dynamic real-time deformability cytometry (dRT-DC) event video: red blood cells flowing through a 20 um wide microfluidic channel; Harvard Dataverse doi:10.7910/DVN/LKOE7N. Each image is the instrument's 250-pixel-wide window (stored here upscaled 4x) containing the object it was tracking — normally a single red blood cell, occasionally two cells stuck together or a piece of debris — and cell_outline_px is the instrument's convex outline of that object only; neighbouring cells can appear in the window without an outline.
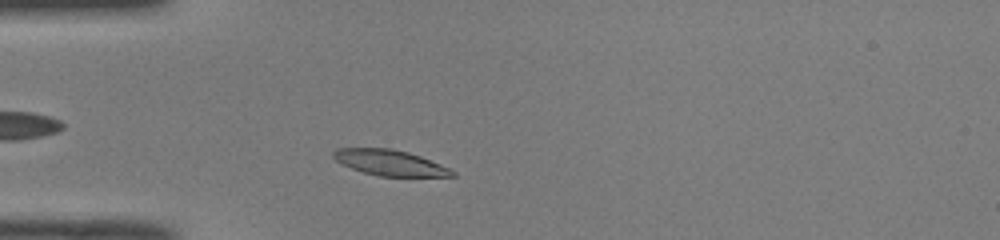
{"species": "common noctule bat (a hibernating species)", "species_latin": "Nyctalus noctula", "temperature_condition": "room temperature", "stored_images_in_passage": 41, "camera_frame_rate_fps": 3000, "um_per_image_px": 0.085, "animal": {"sex": "male", "body_mass_g": 19.0, "forearm_length_mm": 50.8}, "frame": {"image": 1, "passage_image": 5, "time_ms": 1.333, "image_size_px": [1000, 240], "cell_outline_px": [[456, 176], [380, 176], [364, 172], [352, 168], [336, 160], [332, 156], [332, 152], [336, 148], [392, 148], [408, 152], [420, 156], [452, 168], [456, 172]], "centroid_in_image_um": [33.18, 13.82], "position_along_channel_um": 51.8, "area_um2": 17.74}}
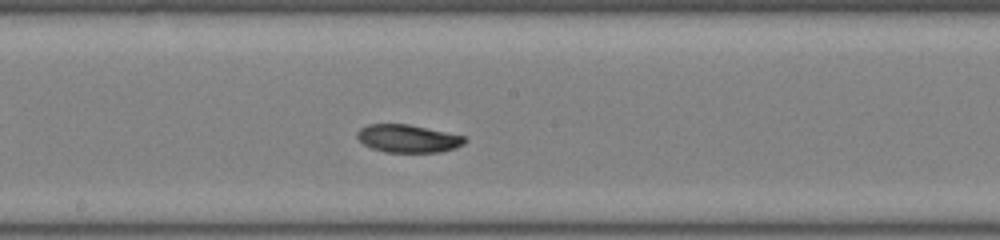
{"frame": {"image": 2, "passage_image": 18, "time_ms": 5.667, "image_size_px": [1000, 240], "cell_outline_px": [[468, 140], [464, 144], [456, 148], [440, 152], [384, 152], [372, 148], [364, 144], [356, 136], [356, 132], [360, 128], [368, 124], [408, 124], [464, 136]], "centroid_in_image_um": [34.67, 11.78], "position_along_channel_um": 213.5, "area_um2": 17.46}}
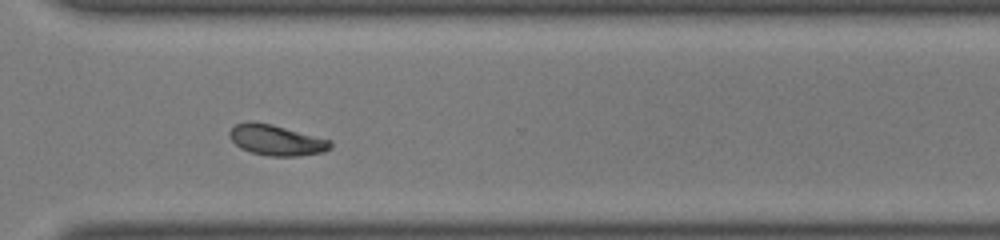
{"frame": {"image": 3, "passage_image": 28, "time_ms": 9.0, "image_size_px": [1000, 240], "cell_outline_px": [[332, 148], [324, 152], [296, 156], [268, 156], [252, 152], [240, 148], [232, 140], [228, 132], [236, 124], [272, 124], [332, 140]], "centroid_in_image_um": [23.57, 11.95], "position_along_channel_um": 347.0, "area_um2": 17.57}, "authors_computed_cell_mechanics": {"area_um2": 17.8602, "velocity_mm_per_s": 3.9847, "shape_relaxation_time_tau1_ms": 6.7004, "shape_relaxation_time_tau2_ms": 5.0198, "deformation_change_tau1": 0.1302, "deformation_change_tau2": 0.0784}}